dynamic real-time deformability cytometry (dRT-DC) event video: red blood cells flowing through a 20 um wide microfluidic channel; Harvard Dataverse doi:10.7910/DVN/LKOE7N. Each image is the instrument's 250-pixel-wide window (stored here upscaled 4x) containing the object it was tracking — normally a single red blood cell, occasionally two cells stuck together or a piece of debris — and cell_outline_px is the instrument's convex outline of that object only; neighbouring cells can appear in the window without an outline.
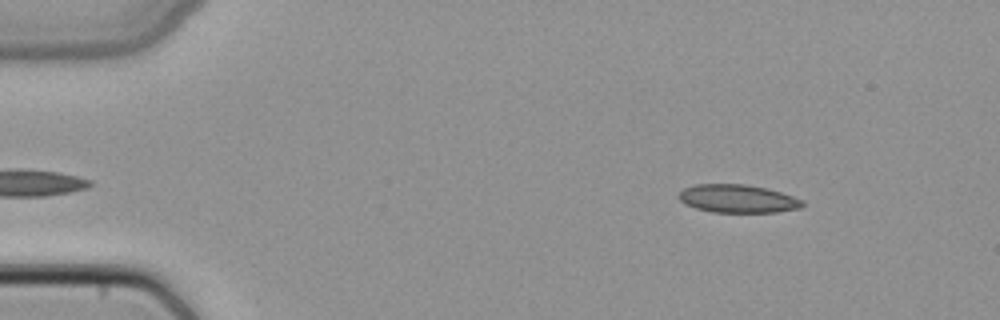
{"species": "common noctule bat (a hibernating species)", "species_latin": "Nyctalus noctula", "temperature_condition": "cold", "stored_images_in_passage": 4, "camera_frame_rate_fps": 3000, "um_per_image_px": 0.085, "animal": {"sex": "female", "body_mass_g": 22.7, "forearm_length_mm": 54.2}, "frame": {"image": 1, "passage_image": 4, "time_ms": 1.0, "image_size_px": [1000, 320], "cell_outline_px": [[804, 204], [800, 208], [776, 212], [712, 212], [696, 208], [684, 204], [676, 196], [684, 188], [696, 184], [744, 184], [768, 188], [804, 200]], "centroid_in_image_um": [62.69, 16.88], "position_along_channel_um": 22.3, "area_um2": 20.35}}